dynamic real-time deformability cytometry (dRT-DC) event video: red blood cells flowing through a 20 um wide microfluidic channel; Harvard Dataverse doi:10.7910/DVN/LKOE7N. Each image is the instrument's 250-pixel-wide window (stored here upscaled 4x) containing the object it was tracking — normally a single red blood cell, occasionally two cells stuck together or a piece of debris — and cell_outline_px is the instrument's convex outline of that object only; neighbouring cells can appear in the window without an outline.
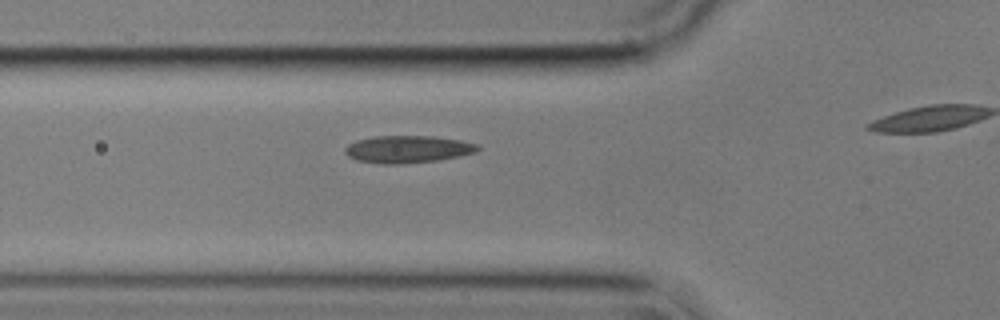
{"species": "common noctule bat (a hibernating species)", "species_latin": "Nyctalus noctula", "temperature_condition": "cold", "stored_images_in_passage": 19, "camera_frame_rate_fps": 3000, "um_per_image_px": 0.085, "animal": {"sex": "male", "body_mass_g": 17.9}, "frame": {"image": 1, "passage_image": 14, "time_ms": 4.333, "image_size_px": [1000, 320], "cell_outline_px": [[480, 148], [476, 152], [460, 156], [436, 160], [400, 164], [384, 164], [356, 160], [348, 156], [344, 152], [344, 148], [348, 144], [356, 140], [376, 136], [432, 136], [460, 140], [480, 144]], "centroid_in_image_um": [34.66, 12.68], "position_along_channel_um": 91.1, "area_um2": 21.15}}